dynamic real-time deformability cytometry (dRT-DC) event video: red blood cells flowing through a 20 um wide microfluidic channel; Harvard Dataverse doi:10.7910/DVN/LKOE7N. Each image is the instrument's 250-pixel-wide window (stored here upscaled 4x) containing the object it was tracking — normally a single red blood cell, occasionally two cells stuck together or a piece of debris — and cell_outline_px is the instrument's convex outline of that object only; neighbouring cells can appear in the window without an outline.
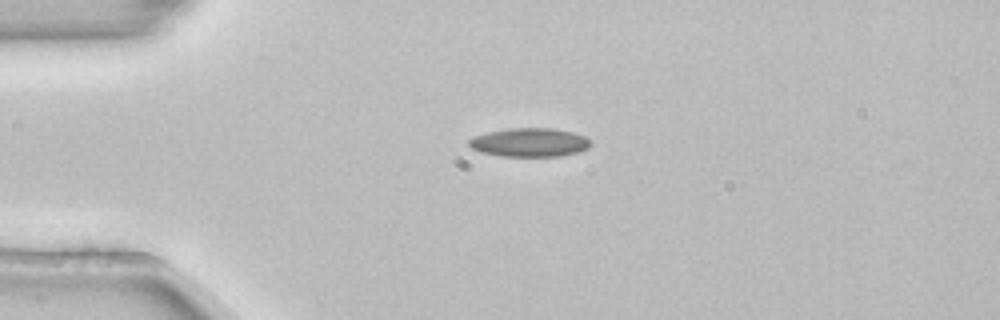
{"species": "common noctule bat (a hibernating species)", "species_latin": "Nyctalus noctula", "temperature_condition": "room temperature", "stored_images_in_passage": 1, "camera_frame_rate_fps": 3000, "um_per_image_px": 0.085, "animal": {"sex": "female", "body_mass_g": 22.7, "forearm_length_mm": 54.2}, "frame": {"image": 1, "passage_image": 1, "time_ms": 0.0, "image_size_px": [1000, 320], "cell_outline_px": [[592, 144], [588, 148], [576, 152], [560, 156], [500, 156], [480, 152], [472, 148], [468, 144], [468, 140], [472, 136], [488, 132], [508, 128], [552, 128], [572, 132], [584, 136]], "centroid_in_image_um": [44.97, 12.1], "position_along_channel_um": 40.0, "area_um2": 20.35}}